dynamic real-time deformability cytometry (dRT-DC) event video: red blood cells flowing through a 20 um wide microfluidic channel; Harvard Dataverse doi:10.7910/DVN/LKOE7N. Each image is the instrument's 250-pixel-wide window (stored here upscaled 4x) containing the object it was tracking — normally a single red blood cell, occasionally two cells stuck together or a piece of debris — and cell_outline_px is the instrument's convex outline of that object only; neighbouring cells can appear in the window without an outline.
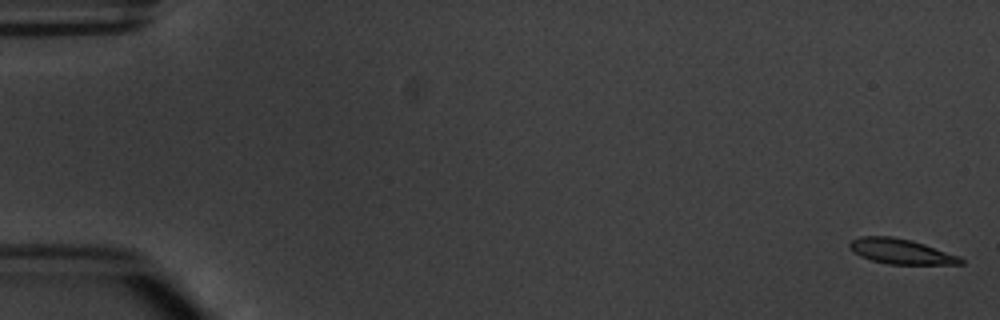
{"species": "common noctule bat (a hibernating species)", "species_latin": "Nyctalus noctula", "temperature_condition": "warm", "stored_images_in_passage": 4, "camera_frame_rate_fps": 3000, "um_per_image_px": 0.085, "animal": {"sex": "male", "body_mass_g": 20.1, "forearm_length_mm": 53.5}, "frame": {"image": 1, "passage_image": 1, "time_ms": 0.0, "image_size_px": [1000, 320], "cell_outline_px": [[964, 264], [888, 264], [872, 260], [860, 256], [852, 252], [848, 248], [848, 244], [852, 240], [860, 236], [892, 236], [912, 240], [960, 256], [964, 260]], "centroid_in_image_um": [76.56, 21.36], "position_along_channel_um": 8.4, "area_um2": 16.36}}
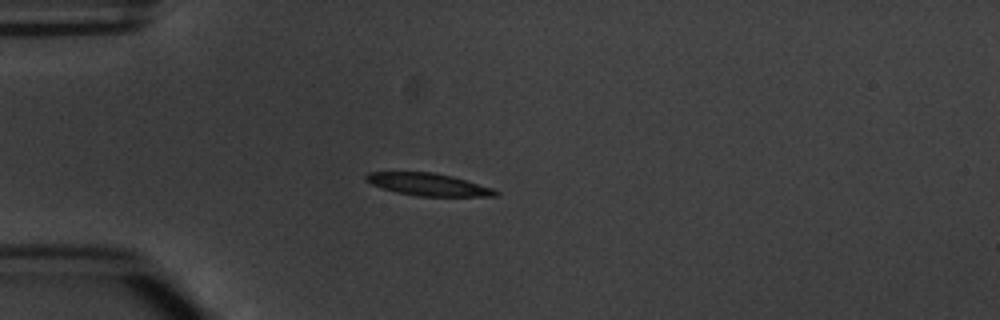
{"frame": {"image": 2, "passage_image": 4, "time_ms": 4.667, "image_size_px": [1000, 320], "cell_outline_px": [[500, 192], [496, 196], [416, 196], [396, 192], [372, 184], [364, 180], [364, 176], [368, 172], [432, 172], [452, 176], [492, 188]], "centroid_in_image_um": [36.38, 15.68], "position_along_channel_um": 48.6, "area_um2": 16.76}}